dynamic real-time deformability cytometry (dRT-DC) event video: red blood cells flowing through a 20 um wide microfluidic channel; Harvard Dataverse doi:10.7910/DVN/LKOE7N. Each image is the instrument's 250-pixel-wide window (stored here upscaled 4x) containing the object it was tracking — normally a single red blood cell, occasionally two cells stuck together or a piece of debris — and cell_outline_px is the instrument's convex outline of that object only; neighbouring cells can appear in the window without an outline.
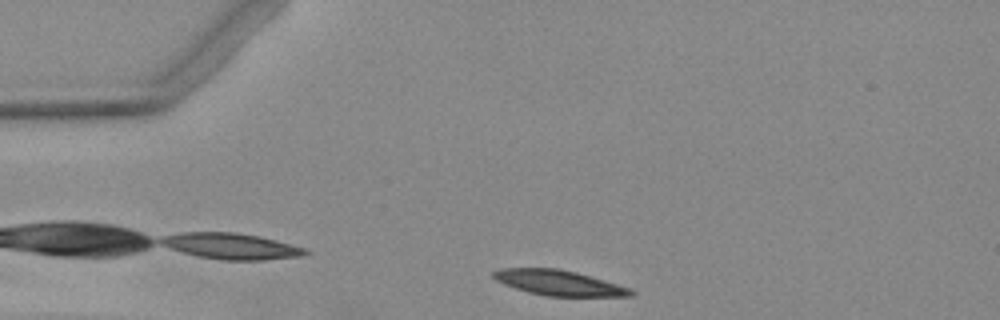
{"species": "Egyptian fruit bat (a non-hibernating species)", "species_latin": "Rousettus aegyptiacus", "temperature_condition": "warm", "stored_images_in_passage": 2, "camera_frame_rate_fps": 3000, "um_per_image_px": 0.085, "animal": {"sex": "female"}, "frame": {"image": 1, "passage_image": 2, "time_ms": 1.333, "image_size_px": [1000, 320], "cell_outline_px": [[636, 292], [632, 296], [544, 296], [528, 292], [504, 284], [496, 280], [492, 276], [492, 272], [500, 268], [560, 268], [576, 272], [632, 288]], "centroid_in_image_um": [47.51, 24.04], "position_along_channel_um": 37.5, "area_um2": 20.29}}